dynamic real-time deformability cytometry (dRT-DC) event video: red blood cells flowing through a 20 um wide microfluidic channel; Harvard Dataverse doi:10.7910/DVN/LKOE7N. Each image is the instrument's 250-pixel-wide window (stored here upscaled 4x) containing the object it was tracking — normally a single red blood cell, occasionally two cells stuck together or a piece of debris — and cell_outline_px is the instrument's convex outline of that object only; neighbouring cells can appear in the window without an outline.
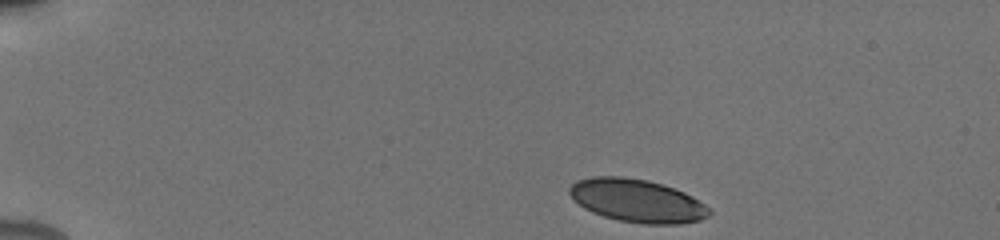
{"species": "human", "species_latin": "Homo sapiens", "temperature_condition": "cold", "stored_images_in_passage": 25, "camera_frame_rate_fps": 3000, "um_per_image_px": 0.085, "donor": {"sex": "male"}, "frame": {"image": 1, "passage_image": 1, "time_ms": 0.0, "image_size_px": [1000, 240], "cell_outline_px": [[712, 212], [708, 216], [700, 220], [680, 224], [644, 224], [620, 220], [604, 216], [592, 212], [584, 208], [568, 192], [568, 188], [576, 180], [592, 176], [624, 176], [648, 180], [684, 192], [692, 196], [704, 204]], "centroid_in_image_um": [54.15, 17.05], "position_along_channel_um": 30.9, "area_um2": 34.91}}
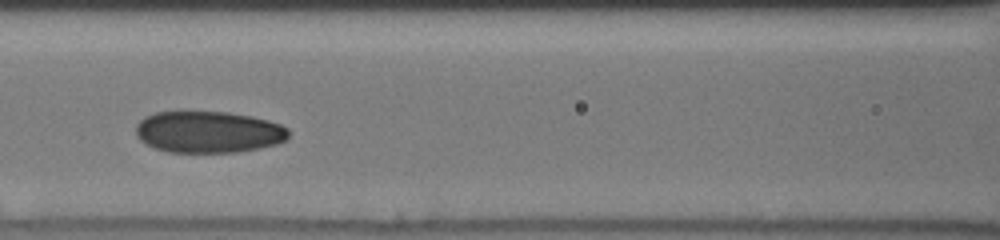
{"frame": {"image": 2, "passage_image": 12, "time_ms": 5.333, "image_size_px": [1000, 240], "cell_outline_px": [[288, 136], [284, 140], [276, 144], [260, 148], [236, 152], [168, 152], [152, 148], [140, 140], [136, 136], [136, 124], [144, 116], [156, 112], [184, 108], [228, 112], [252, 116], [268, 120], [280, 124], [288, 128]], "centroid_in_image_um": [17.64, 11.17], "position_along_channel_um": 149.0, "area_um2": 38.26}}
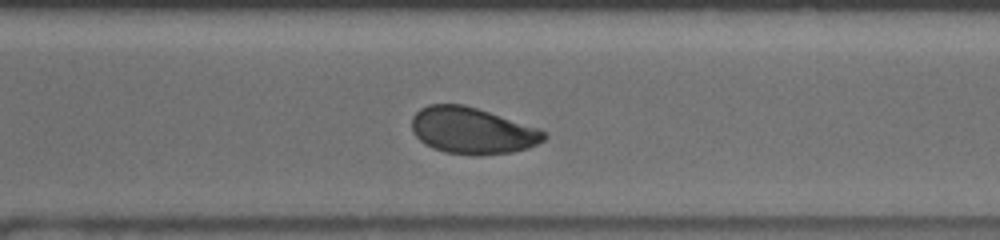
{"frame": {"image": 3, "passage_image": 25, "time_ms": 10.0, "image_size_px": [1000, 240], "cell_outline_px": [[548, 136], [544, 140], [528, 148], [512, 152], [480, 156], [444, 152], [432, 148], [424, 144], [412, 132], [412, 116], [420, 108], [428, 104], [464, 104], [540, 128], [548, 132]], "centroid_in_image_um": [40.15, 11.11], "position_along_channel_um": 330.5, "area_um2": 36.18}}